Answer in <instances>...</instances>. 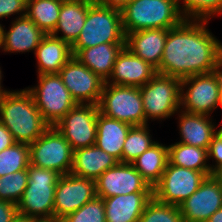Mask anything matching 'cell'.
Returning a JSON list of instances; mask_svg holds the SVG:
<instances>
[{
    "label": "cell",
    "instance_id": "obj_18",
    "mask_svg": "<svg viewBox=\"0 0 222 222\" xmlns=\"http://www.w3.org/2000/svg\"><path fill=\"white\" fill-rule=\"evenodd\" d=\"M10 26L7 32L1 26L0 48L2 51L8 53L34 51L35 54L36 48L46 34L26 15L16 17Z\"/></svg>",
    "mask_w": 222,
    "mask_h": 222
},
{
    "label": "cell",
    "instance_id": "obj_6",
    "mask_svg": "<svg viewBox=\"0 0 222 222\" xmlns=\"http://www.w3.org/2000/svg\"><path fill=\"white\" fill-rule=\"evenodd\" d=\"M146 121L170 118L180 109L181 80L177 77L156 74L139 87Z\"/></svg>",
    "mask_w": 222,
    "mask_h": 222
},
{
    "label": "cell",
    "instance_id": "obj_17",
    "mask_svg": "<svg viewBox=\"0 0 222 222\" xmlns=\"http://www.w3.org/2000/svg\"><path fill=\"white\" fill-rule=\"evenodd\" d=\"M157 74L156 69L126 47L118 55L108 84L141 87Z\"/></svg>",
    "mask_w": 222,
    "mask_h": 222
},
{
    "label": "cell",
    "instance_id": "obj_32",
    "mask_svg": "<svg viewBox=\"0 0 222 222\" xmlns=\"http://www.w3.org/2000/svg\"><path fill=\"white\" fill-rule=\"evenodd\" d=\"M177 3L184 19L211 20L215 14L222 15V0H177Z\"/></svg>",
    "mask_w": 222,
    "mask_h": 222
},
{
    "label": "cell",
    "instance_id": "obj_28",
    "mask_svg": "<svg viewBox=\"0 0 222 222\" xmlns=\"http://www.w3.org/2000/svg\"><path fill=\"white\" fill-rule=\"evenodd\" d=\"M169 163L201 172H211L207 149L176 142L168 146Z\"/></svg>",
    "mask_w": 222,
    "mask_h": 222
},
{
    "label": "cell",
    "instance_id": "obj_33",
    "mask_svg": "<svg viewBox=\"0 0 222 222\" xmlns=\"http://www.w3.org/2000/svg\"><path fill=\"white\" fill-rule=\"evenodd\" d=\"M138 222H184V219L177 205L161 203L153 197Z\"/></svg>",
    "mask_w": 222,
    "mask_h": 222
},
{
    "label": "cell",
    "instance_id": "obj_7",
    "mask_svg": "<svg viewBox=\"0 0 222 222\" xmlns=\"http://www.w3.org/2000/svg\"><path fill=\"white\" fill-rule=\"evenodd\" d=\"M38 85L26 88L42 118L55 126L77 103L71 97L58 73L38 75Z\"/></svg>",
    "mask_w": 222,
    "mask_h": 222
},
{
    "label": "cell",
    "instance_id": "obj_40",
    "mask_svg": "<svg viewBox=\"0 0 222 222\" xmlns=\"http://www.w3.org/2000/svg\"><path fill=\"white\" fill-rule=\"evenodd\" d=\"M97 3L122 11L133 0H95Z\"/></svg>",
    "mask_w": 222,
    "mask_h": 222
},
{
    "label": "cell",
    "instance_id": "obj_30",
    "mask_svg": "<svg viewBox=\"0 0 222 222\" xmlns=\"http://www.w3.org/2000/svg\"><path fill=\"white\" fill-rule=\"evenodd\" d=\"M148 125L131 126L123 144L122 163H132L156 141L152 140Z\"/></svg>",
    "mask_w": 222,
    "mask_h": 222
},
{
    "label": "cell",
    "instance_id": "obj_4",
    "mask_svg": "<svg viewBox=\"0 0 222 222\" xmlns=\"http://www.w3.org/2000/svg\"><path fill=\"white\" fill-rule=\"evenodd\" d=\"M28 183L21 199L16 204L18 214L40 222L53 219L55 187L60 174L29 164Z\"/></svg>",
    "mask_w": 222,
    "mask_h": 222
},
{
    "label": "cell",
    "instance_id": "obj_47",
    "mask_svg": "<svg viewBox=\"0 0 222 222\" xmlns=\"http://www.w3.org/2000/svg\"><path fill=\"white\" fill-rule=\"evenodd\" d=\"M62 3H66V2H73V1H77V0H56Z\"/></svg>",
    "mask_w": 222,
    "mask_h": 222
},
{
    "label": "cell",
    "instance_id": "obj_13",
    "mask_svg": "<svg viewBox=\"0 0 222 222\" xmlns=\"http://www.w3.org/2000/svg\"><path fill=\"white\" fill-rule=\"evenodd\" d=\"M97 197L96 181L68 173L57 181L53 219H64Z\"/></svg>",
    "mask_w": 222,
    "mask_h": 222
},
{
    "label": "cell",
    "instance_id": "obj_41",
    "mask_svg": "<svg viewBox=\"0 0 222 222\" xmlns=\"http://www.w3.org/2000/svg\"><path fill=\"white\" fill-rule=\"evenodd\" d=\"M11 222H40V221L37 219L17 213Z\"/></svg>",
    "mask_w": 222,
    "mask_h": 222
},
{
    "label": "cell",
    "instance_id": "obj_35",
    "mask_svg": "<svg viewBox=\"0 0 222 222\" xmlns=\"http://www.w3.org/2000/svg\"><path fill=\"white\" fill-rule=\"evenodd\" d=\"M63 220L65 222H106L103 198H94Z\"/></svg>",
    "mask_w": 222,
    "mask_h": 222
},
{
    "label": "cell",
    "instance_id": "obj_11",
    "mask_svg": "<svg viewBox=\"0 0 222 222\" xmlns=\"http://www.w3.org/2000/svg\"><path fill=\"white\" fill-rule=\"evenodd\" d=\"M211 172L179 167L168 162L160 181L153 187V197L165 204H181L191 196Z\"/></svg>",
    "mask_w": 222,
    "mask_h": 222
},
{
    "label": "cell",
    "instance_id": "obj_39",
    "mask_svg": "<svg viewBox=\"0 0 222 222\" xmlns=\"http://www.w3.org/2000/svg\"><path fill=\"white\" fill-rule=\"evenodd\" d=\"M14 143L15 141L13 140L11 133L0 122V152L7 149Z\"/></svg>",
    "mask_w": 222,
    "mask_h": 222
},
{
    "label": "cell",
    "instance_id": "obj_42",
    "mask_svg": "<svg viewBox=\"0 0 222 222\" xmlns=\"http://www.w3.org/2000/svg\"><path fill=\"white\" fill-rule=\"evenodd\" d=\"M207 222H222V207L218 209Z\"/></svg>",
    "mask_w": 222,
    "mask_h": 222
},
{
    "label": "cell",
    "instance_id": "obj_10",
    "mask_svg": "<svg viewBox=\"0 0 222 222\" xmlns=\"http://www.w3.org/2000/svg\"><path fill=\"white\" fill-rule=\"evenodd\" d=\"M29 158L31 165L65 175L72 169L73 149L64 136L54 126H50L29 144Z\"/></svg>",
    "mask_w": 222,
    "mask_h": 222
},
{
    "label": "cell",
    "instance_id": "obj_3",
    "mask_svg": "<svg viewBox=\"0 0 222 222\" xmlns=\"http://www.w3.org/2000/svg\"><path fill=\"white\" fill-rule=\"evenodd\" d=\"M124 34L143 29H171L182 16L177 0H133L121 11Z\"/></svg>",
    "mask_w": 222,
    "mask_h": 222
},
{
    "label": "cell",
    "instance_id": "obj_22",
    "mask_svg": "<svg viewBox=\"0 0 222 222\" xmlns=\"http://www.w3.org/2000/svg\"><path fill=\"white\" fill-rule=\"evenodd\" d=\"M179 133L182 144L207 149L212 137L217 133V126L209 115L196 114L179 109Z\"/></svg>",
    "mask_w": 222,
    "mask_h": 222
},
{
    "label": "cell",
    "instance_id": "obj_15",
    "mask_svg": "<svg viewBox=\"0 0 222 222\" xmlns=\"http://www.w3.org/2000/svg\"><path fill=\"white\" fill-rule=\"evenodd\" d=\"M184 222H207L222 207V182L216 175L207 176L200 187L179 204Z\"/></svg>",
    "mask_w": 222,
    "mask_h": 222
},
{
    "label": "cell",
    "instance_id": "obj_38",
    "mask_svg": "<svg viewBox=\"0 0 222 222\" xmlns=\"http://www.w3.org/2000/svg\"><path fill=\"white\" fill-rule=\"evenodd\" d=\"M17 213L15 203L0 200V222H11Z\"/></svg>",
    "mask_w": 222,
    "mask_h": 222
},
{
    "label": "cell",
    "instance_id": "obj_45",
    "mask_svg": "<svg viewBox=\"0 0 222 222\" xmlns=\"http://www.w3.org/2000/svg\"><path fill=\"white\" fill-rule=\"evenodd\" d=\"M48 222H65L63 219H50Z\"/></svg>",
    "mask_w": 222,
    "mask_h": 222
},
{
    "label": "cell",
    "instance_id": "obj_9",
    "mask_svg": "<svg viewBox=\"0 0 222 222\" xmlns=\"http://www.w3.org/2000/svg\"><path fill=\"white\" fill-rule=\"evenodd\" d=\"M221 68L181 80V110L210 115L220 106ZM185 90V91H184Z\"/></svg>",
    "mask_w": 222,
    "mask_h": 222
},
{
    "label": "cell",
    "instance_id": "obj_20",
    "mask_svg": "<svg viewBox=\"0 0 222 222\" xmlns=\"http://www.w3.org/2000/svg\"><path fill=\"white\" fill-rule=\"evenodd\" d=\"M153 192H134L103 198L106 222H138Z\"/></svg>",
    "mask_w": 222,
    "mask_h": 222
},
{
    "label": "cell",
    "instance_id": "obj_44",
    "mask_svg": "<svg viewBox=\"0 0 222 222\" xmlns=\"http://www.w3.org/2000/svg\"><path fill=\"white\" fill-rule=\"evenodd\" d=\"M220 107L222 108V67H221Z\"/></svg>",
    "mask_w": 222,
    "mask_h": 222
},
{
    "label": "cell",
    "instance_id": "obj_36",
    "mask_svg": "<svg viewBox=\"0 0 222 222\" xmlns=\"http://www.w3.org/2000/svg\"><path fill=\"white\" fill-rule=\"evenodd\" d=\"M207 153L208 160L211 158L212 161L215 160L216 162L215 165H209L211 173L216 175L220 170H222V137L218 132L212 137Z\"/></svg>",
    "mask_w": 222,
    "mask_h": 222
},
{
    "label": "cell",
    "instance_id": "obj_26",
    "mask_svg": "<svg viewBox=\"0 0 222 222\" xmlns=\"http://www.w3.org/2000/svg\"><path fill=\"white\" fill-rule=\"evenodd\" d=\"M130 128V124L98 112L95 145L122 163L123 144Z\"/></svg>",
    "mask_w": 222,
    "mask_h": 222
},
{
    "label": "cell",
    "instance_id": "obj_34",
    "mask_svg": "<svg viewBox=\"0 0 222 222\" xmlns=\"http://www.w3.org/2000/svg\"><path fill=\"white\" fill-rule=\"evenodd\" d=\"M27 183V169L0 177V200L17 204L26 189Z\"/></svg>",
    "mask_w": 222,
    "mask_h": 222
},
{
    "label": "cell",
    "instance_id": "obj_27",
    "mask_svg": "<svg viewBox=\"0 0 222 222\" xmlns=\"http://www.w3.org/2000/svg\"><path fill=\"white\" fill-rule=\"evenodd\" d=\"M168 162V146L157 141L138 156L132 164L153 188L160 181Z\"/></svg>",
    "mask_w": 222,
    "mask_h": 222
},
{
    "label": "cell",
    "instance_id": "obj_21",
    "mask_svg": "<svg viewBox=\"0 0 222 222\" xmlns=\"http://www.w3.org/2000/svg\"><path fill=\"white\" fill-rule=\"evenodd\" d=\"M125 43H102L85 49H72L73 56L105 82L111 76L113 65Z\"/></svg>",
    "mask_w": 222,
    "mask_h": 222
},
{
    "label": "cell",
    "instance_id": "obj_46",
    "mask_svg": "<svg viewBox=\"0 0 222 222\" xmlns=\"http://www.w3.org/2000/svg\"><path fill=\"white\" fill-rule=\"evenodd\" d=\"M216 176L221 180V182H222V170H220L217 174H216Z\"/></svg>",
    "mask_w": 222,
    "mask_h": 222
},
{
    "label": "cell",
    "instance_id": "obj_12",
    "mask_svg": "<svg viewBox=\"0 0 222 222\" xmlns=\"http://www.w3.org/2000/svg\"><path fill=\"white\" fill-rule=\"evenodd\" d=\"M98 112V105L76 104L54 127L73 151L95 145Z\"/></svg>",
    "mask_w": 222,
    "mask_h": 222
},
{
    "label": "cell",
    "instance_id": "obj_48",
    "mask_svg": "<svg viewBox=\"0 0 222 222\" xmlns=\"http://www.w3.org/2000/svg\"><path fill=\"white\" fill-rule=\"evenodd\" d=\"M217 132H218L219 135H221V137H222V127H220L219 129H217Z\"/></svg>",
    "mask_w": 222,
    "mask_h": 222
},
{
    "label": "cell",
    "instance_id": "obj_5",
    "mask_svg": "<svg viewBox=\"0 0 222 222\" xmlns=\"http://www.w3.org/2000/svg\"><path fill=\"white\" fill-rule=\"evenodd\" d=\"M102 43H125V34L121 11L95 1L88 8L85 24L71 47L85 49Z\"/></svg>",
    "mask_w": 222,
    "mask_h": 222
},
{
    "label": "cell",
    "instance_id": "obj_19",
    "mask_svg": "<svg viewBox=\"0 0 222 222\" xmlns=\"http://www.w3.org/2000/svg\"><path fill=\"white\" fill-rule=\"evenodd\" d=\"M167 33V29H143L127 33L125 35V47L158 71Z\"/></svg>",
    "mask_w": 222,
    "mask_h": 222
},
{
    "label": "cell",
    "instance_id": "obj_23",
    "mask_svg": "<svg viewBox=\"0 0 222 222\" xmlns=\"http://www.w3.org/2000/svg\"><path fill=\"white\" fill-rule=\"evenodd\" d=\"M38 75L59 73L73 57L72 47L62 39L46 34L36 48Z\"/></svg>",
    "mask_w": 222,
    "mask_h": 222
},
{
    "label": "cell",
    "instance_id": "obj_29",
    "mask_svg": "<svg viewBox=\"0 0 222 222\" xmlns=\"http://www.w3.org/2000/svg\"><path fill=\"white\" fill-rule=\"evenodd\" d=\"M62 2L56 0H28L26 16L45 34H51L58 22Z\"/></svg>",
    "mask_w": 222,
    "mask_h": 222
},
{
    "label": "cell",
    "instance_id": "obj_14",
    "mask_svg": "<svg viewBox=\"0 0 222 222\" xmlns=\"http://www.w3.org/2000/svg\"><path fill=\"white\" fill-rule=\"evenodd\" d=\"M77 104L98 105L105 81L72 57L58 73Z\"/></svg>",
    "mask_w": 222,
    "mask_h": 222
},
{
    "label": "cell",
    "instance_id": "obj_37",
    "mask_svg": "<svg viewBox=\"0 0 222 222\" xmlns=\"http://www.w3.org/2000/svg\"><path fill=\"white\" fill-rule=\"evenodd\" d=\"M27 1L28 0H0V19L15 14H20L18 17L25 16L27 12Z\"/></svg>",
    "mask_w": 222,
    "mask_h": 222
},
{
    "label": "cell",
    "instance_id": "obj_1",
    "mask_svg": "<svg viewBox=\"0 0 222 222\" xmlns=\"http://www.w3.org/2000/svg\"><path fill=\"white\" fill-rule=\"evenodd\" d=\"M207 24L208 20L184 19L168 29L157 73L182 80L221 68L222 43L209 31Z\"/></svg>",
    "mask_w": 222,
    "mask_h": 222
},
{
    "label": "cell",
    "instance_id": "obj_8",
    "mask_svg": "<svg viewBox=\"0 0 222 222\" xmlns=\"http://www.w3.org/2000/svg\"><path fill=\"white\" fill-rule=\"evenodd\" d=\"M99 112L131 126L149 125L143 111L139 87L105 83L98 103Z\"/></svg>",
    "mask_w": 222,
    "mask_h": 222
},
{
    "label": "cell",
    "instance_id": "obj_16",
    "mask_svg": "<svg viewBox=\"0 0 222 222\" xmlns=\"http://www.w3.org/2000/svg\"><path fill=\"white\" fill-rule=\"evenodd\" d=\"M97 197L109 198L134 192H153L132 163L118 162L96 180Z\"/></svg>",
    "mask_w": 222,
    "mask_h": 222
},
{
    "label": "cell",
    "instance_id": "obj_43",
    "mask_svg": "<svg viewBox=\"0 0 222 222\" xmlns=\"http://www.w3.org/2000/svg\"><path fill=\"white\" fill-rule=\"evenodd\" d=\"M2 71H1V67H0V97L3 96L4 94H6L7 92H9L8 90H6L5 88L3 89L2 87Z\"/></svg>",
    "mask_w": 222,
    "mask_h": 222
},
{
    "label": "cell",
    "instance_id": "obj_2",
    "mask_svg": "<svg viewBox=\"0 0 222 222\" xmlns=\"http://www.w3.org/2000/svg\"><path fill=\"white\" fill-rule=\"evenodd\" d=\"M0 122L11 133L15 142L28 145L50 127L26 88L9 91L0 97Z\"/></svg>",
    "mask_w": 222,
    "mask_h": 222
},
{
    "label": "cell",
    "instance_id": "obj_24",
    "mask_svg": "<svg viewBox=\"0 0 222 222\" xmlns=\"http://www.w3.org/2000/svg\"><path fill=\"white\" fill-rule=\"evenodd\" d=\"M118 161L96 145L73 151L71 174L96 180L107 169L114 167Z\"/></svg>",
    "mask_w": 222,
    "mask_h": 222
},
{
    "label": "cell",
    "instance_id": "obj_31",
    "mask_svg": "<svg viewBox=\"0 0 222 222\" xmlns=\"http://www.w3.org/2000/svg\"><path fill=\"white\" fill-rule=\"evenodd\" d=\"M29 164V145L15 142L0 152V177L26 170Z\"/></svg>",
    "mask_w": 222,
    "mask_h": 222
},
{
    "label": "cell",
    "instance_id": "obj_25",
    "mask_svg": "<svg viewBox=\"0 0 222 222\" xmlns=\"http://www.w3.org/2000/svg\"><path fill=\"white\" fill-rule=\"evenodd\" d=\"M94 2L95 0H77L62 3L57 25L51 35L72 45L85 24L88 8ZM59 32H62L61 36Z\"/></svg>",
    "mask_w": 222,
    "mask_h": 222
}]
</instances>
